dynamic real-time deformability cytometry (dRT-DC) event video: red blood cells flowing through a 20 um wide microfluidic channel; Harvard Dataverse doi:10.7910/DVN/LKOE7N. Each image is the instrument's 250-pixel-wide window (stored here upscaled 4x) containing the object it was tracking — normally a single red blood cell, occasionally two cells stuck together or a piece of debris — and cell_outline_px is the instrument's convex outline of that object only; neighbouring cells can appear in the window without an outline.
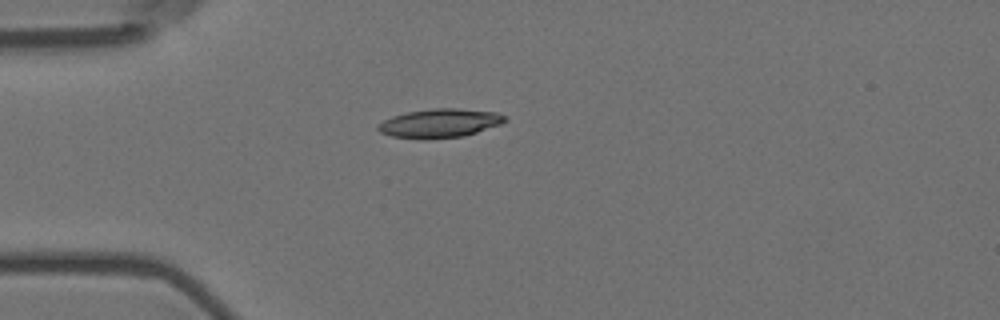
{"species": "Egyptian fruit bat (a non-hibernating species)", "species_latin": "Rousettus aegyptiacus", "temperature_condition": "room temperature", "stored_images_in_passage": 1, "camera_frame_rate_fps": 3000, "um_per_image_px": 0.085, "animal": {"sex": "female"}, "frame": {"image": 1, "passage_image": 1, "time_ms": 0.0, "image_size_px": [1000, 320], "cell_outline_px": [[508, 120], [500, 124], [464, 136], [424, 140], [420, 140], [392, 136], [380, 132], [376, 128], [384, 120], [392, 116], [408, 112], [432, 108], [456, 108], [496, 112], [508, 116]], "centroid_in_image_um": [37.39, 10.48], "position_along_channel_um": 47.6, "area_um2": 21.44}}